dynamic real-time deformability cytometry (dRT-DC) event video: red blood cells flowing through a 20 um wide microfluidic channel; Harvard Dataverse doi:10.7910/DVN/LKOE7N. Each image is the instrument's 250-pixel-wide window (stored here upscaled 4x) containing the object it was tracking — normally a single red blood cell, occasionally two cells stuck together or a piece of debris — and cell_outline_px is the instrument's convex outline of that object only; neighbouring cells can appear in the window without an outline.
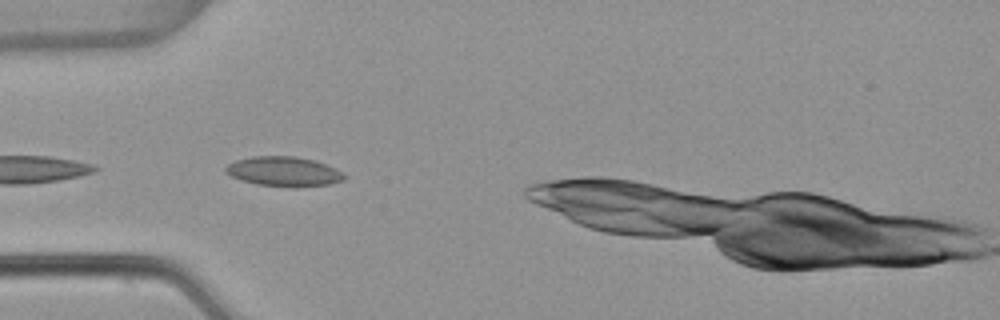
{"species": "common noctule bat (a hibernating species)", "species_latin": "Nyctalus noctula", "temperature_condition": "warm", "stored_images_in_passage": 8, "camera_frame_rate_fps": 3000, "um_per_image_px": 0.085, "animal": {"sex": "female", "body_mass_g": 22.7, "forearm_length_mm": 54.2}, "frame": {"image": 1, "passage_image": 2, "time_ms": 0.333, "image_size_px": [1000, 320], "cell_outline_px": [[348, 176], [344, 180], [328, 184], [256, 184], [240, 180], [224, 172], [224, 168], [228, 164], [236, 160], [252, 156], [296, 156], [316, 160], [336, 168], [344, 172]], "centroid_in_image_um": [24.12, 14.52], "position_along_channel_um": 60.9, "area_um2": 19.88}}